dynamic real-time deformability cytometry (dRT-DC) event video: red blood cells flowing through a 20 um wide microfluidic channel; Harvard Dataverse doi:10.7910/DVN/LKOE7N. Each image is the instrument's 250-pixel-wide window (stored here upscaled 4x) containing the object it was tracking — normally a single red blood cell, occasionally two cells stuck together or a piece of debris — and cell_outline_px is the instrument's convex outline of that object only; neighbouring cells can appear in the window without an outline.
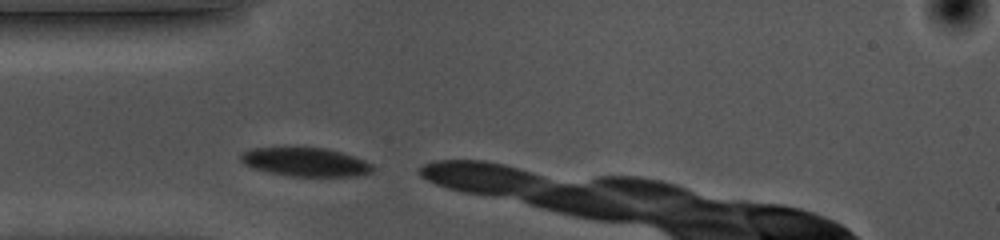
{"species": "common noctule bat (a hibernating species)", "species_latin": "Nyctalus noctula", "temperature_condition": "cold", "stored_images_in_passage": 11, "camera_frame_rate_fps": 3000, "um_per_image_px": 0.085, "animal": {"sex": "female", "body_mass_g": 10.0, "forearm_length_mm": 53.1}, "frame": {"image": 1, "passage_image": 1, "time_ms": 0.0, "image_size_px": [1000, 240], "cell_outline_px": [[376, 168], [372, 172], [356, 176], [292, 176], [268, 172], [244, 164], [240, 160], [240, 152], [252, 148], [328, 148], [364, 160], [372, 164]], "centroid_in_image_um": [25.97, 13.77], "position_along_channel_um": 59.0, "area_um2": 21.91}}